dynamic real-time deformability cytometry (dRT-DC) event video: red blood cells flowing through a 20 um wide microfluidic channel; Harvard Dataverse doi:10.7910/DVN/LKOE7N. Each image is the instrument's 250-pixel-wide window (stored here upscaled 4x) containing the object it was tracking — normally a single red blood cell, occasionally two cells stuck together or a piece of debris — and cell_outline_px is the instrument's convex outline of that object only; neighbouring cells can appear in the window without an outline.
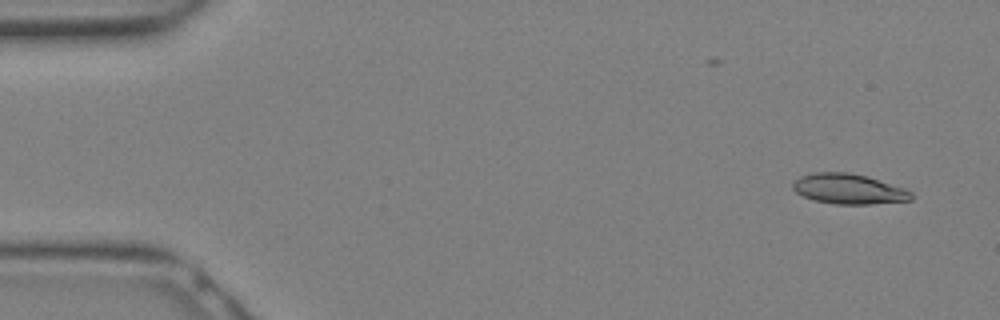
{"species": "Egyptian fruit bat (a non-hibernating species)", "species_latin": "Rousettus aegyptiacus", "temperature_condition": "warm", "stored_images_in_passage": 20, "camera_frame_rate_fps": 3000, "um_per_image_px": 0.085, "animal": {"sex": "female"}, "frame": {"image": 1, "passage_image": 1, "time_ms": 0.0, "image_size_px": [1000, 320], "cell_outline_px": [[912, 200], [872, 204], [836, 204], [816, 200], [804, 196], [796, 192], [792, 188], [792, 184], [800, 176], [812, 172], [848, 172], [864, 176], [904, 188], [912, 192]], "centroid_in_image_um": [72.12, 16.06], "position_along_channel_um": 12.9, "area_um2": 20.58}}
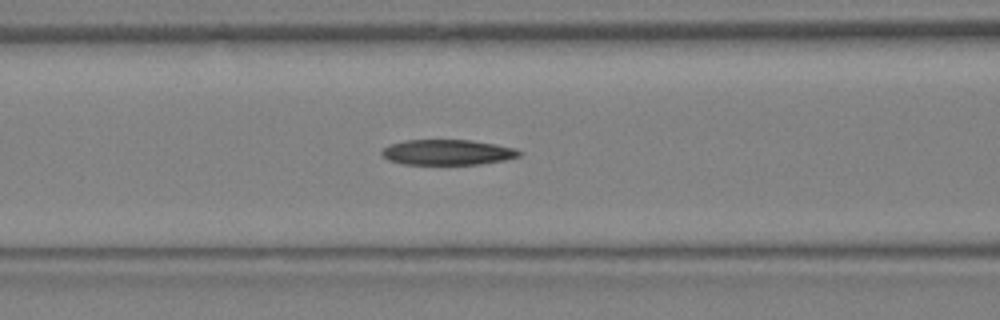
{"frame": {"image": 2, "passage_image": 11, "time_ms": 3.333, "image_size_px": [1000, 320], "cell_outline_px": [[524, 152], [520, 156], [504, 160], [480, 164], [404, 164], [388, 160], [380, 152], [388, 144], [404, 140], [472, 140], [496, 144], [516, 148]], "centroid_in_image_um": [38.06, 12.93], "position_along_channel_um": 128.5, "area_um2": 20.46}}
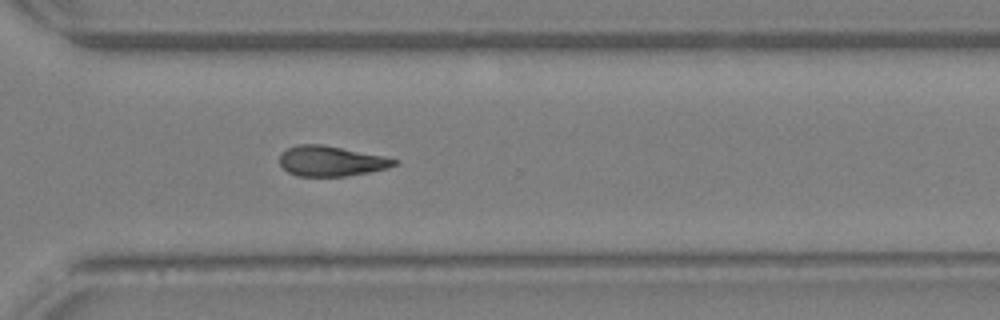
{"frame": {"image": 3, "passage_image": 20, "time_ms": 6.333, "image_size_px": [1000, 320], "cell_outline_px": [[400, 160], [396, 164], [388, 168], [368, 172], [344, 176], [296, 176], [288, 172], [280, 164], [280, 156], [288, 148], [300, 144], [320, 144], [384, 156]], "centroid_in_image_um": [28.15, 13.7], "position_along_channel_um": 342.4, "area_um2": 19.94}}